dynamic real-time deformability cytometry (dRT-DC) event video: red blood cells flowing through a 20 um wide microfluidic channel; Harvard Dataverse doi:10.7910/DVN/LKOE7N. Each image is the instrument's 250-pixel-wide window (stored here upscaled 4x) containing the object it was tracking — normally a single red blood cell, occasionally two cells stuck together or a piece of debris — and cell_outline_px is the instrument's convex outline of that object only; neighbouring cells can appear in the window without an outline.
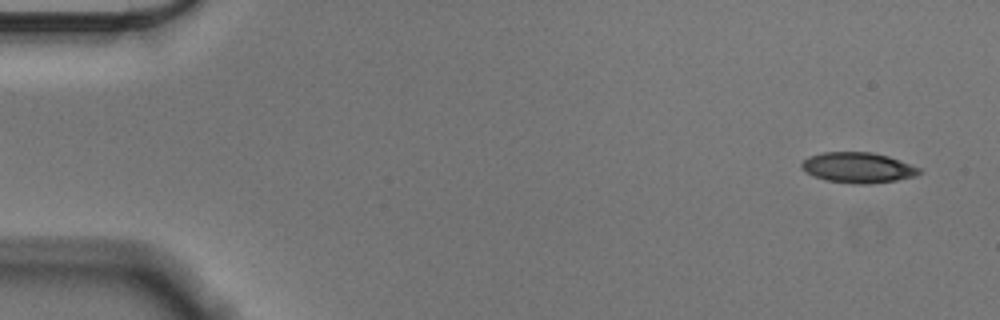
{"species": "Egyptian fruit bat (a non-hibernating species)", "species_latin": "Rousettus aegyptiacus", "temperature_condition": "cold", "stored_images_in_passage": 55, "camera_frame_rate_fps": 3000, "um_per_image_px": 0.085, "animal": {"sex": "male"}, "frame": {"image": 1, "passage_image": 2, "time_ms": 0.333, "image_size_px": [1000, 320], "cell_outline_px": [[924, 172], [916, 176], [896, 180], [868, 184], [852, 184], [824, 180], [804, 172], [800, 168], [800, 164], [808, 156], [824, 152], [872, 152], [888, 156], [920, 168]], "centroid_in_image_um": [72.9, 14.25], "position_along_channel_um": 12.1, "area_um2": 21.1}}
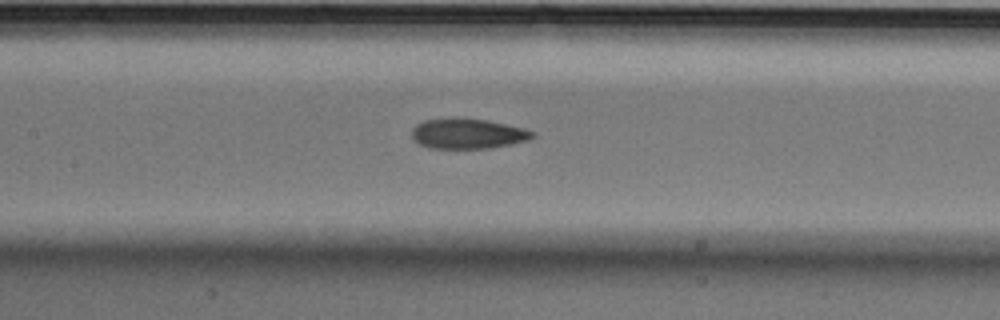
{"frame": {"image": 2, "passage_image": 25, "time_ms": 8.0, "image_size_px": [1000, 320], "cell_outline_px": [[536, 136], [528, 140], [512, 144], [488, 148], [428, 148], [412, 140], [412, 128], [416, 124], [424, 120], [452, 116], [464, 116], [524, 128], [536, 132]], "centroid_in_image_um": [39.73, 11.33], "position_along_channel_um": 167.7, "area_um2": 21.73}}
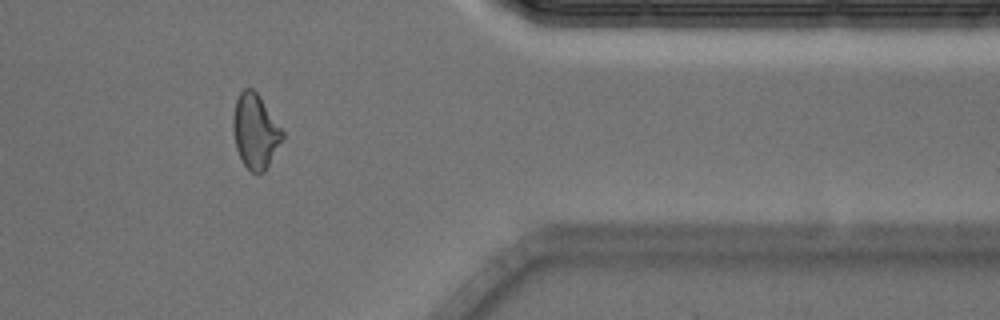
{"frame": {"image": 3, "passage_image": 45, "time_ms": 14.667, "image_size_px": [1000, 320], "cell_outline_px": [[284, 136], [264, 172], [256, 176], [244, 164], [236, 148], [232, 128], [232, 120], [236, 100], [240, 92], [244, 88], [252, 88], [260, 96], [284, 132]], "centroid_in_image_um": [21.69, 11.15], "position_along_channel_um": 389.7, "area_um2": 21.33}, "authors_computed_cell_mechanics": {"area_um2": 21.4438, "velocity_mm_per_s": 3.5885, "shape_relaxation_time_tau1_ms": 6.2201, "shape_relaxation_time_tau2_ms": 3.4531, "deformation_change_tau1": 0.1445, "deformation_change_tau2": 0.0969}}